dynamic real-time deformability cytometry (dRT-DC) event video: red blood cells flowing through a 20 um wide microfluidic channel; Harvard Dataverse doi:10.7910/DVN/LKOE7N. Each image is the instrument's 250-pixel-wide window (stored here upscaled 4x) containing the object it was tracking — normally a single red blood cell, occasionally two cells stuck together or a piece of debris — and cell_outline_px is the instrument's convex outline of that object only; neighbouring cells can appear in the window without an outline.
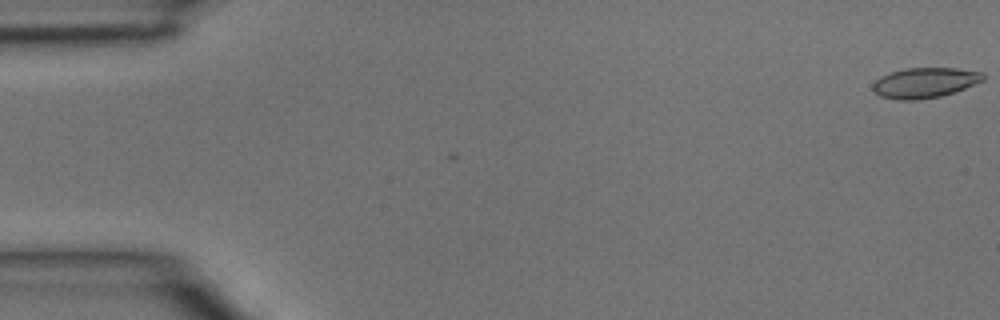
{"species": "common noctule bat (a hibernating species)", "species_latin": "Nyctalus noctula", "temperature_condition": "room temperature", "stored_images_in_passage": 4, "camera_frame_rate_fps": 3000, "um_per_image_px": 0.085, "animal": {"sex": "male", "body_mass_g": 15.6}, "frame": {"image": 1, "passage_image": 1, "time_ms": 0.0, "image_size_px": [1000, 320], "cell_outline_px": [[984, 80], [964, 88], [940, 96], [916, 100], [896, 100], [880, 96], [872, 88], [872, 84], [880, 76], [904, 68], [956, 68], [984, 72]], "centroid_in_image_um": [78.59, 7.02], "position_along_channel_um": 6.4, "area_um2": 19.36}}
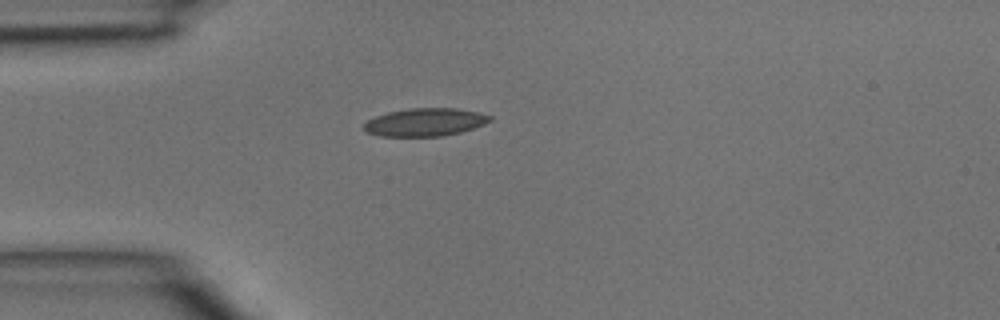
{"frame": {"image": 2, "passage_image": 4, "time_ms": 1.0, "image_size_px": [1000, 320], "cell_outline_px": [[492, 120], [484, 124], [460, 132], [440, 136], [380, 136], [364, 132], [364, 124], [368, 120], [376, 116], [388, 112], [408, 108], [456, 108], [476, 112], [492, 116]], "centroid_in_image_um": [36.1, 10.38], "position_along_channel_um": 48.9, "area_um2": 20.4}}